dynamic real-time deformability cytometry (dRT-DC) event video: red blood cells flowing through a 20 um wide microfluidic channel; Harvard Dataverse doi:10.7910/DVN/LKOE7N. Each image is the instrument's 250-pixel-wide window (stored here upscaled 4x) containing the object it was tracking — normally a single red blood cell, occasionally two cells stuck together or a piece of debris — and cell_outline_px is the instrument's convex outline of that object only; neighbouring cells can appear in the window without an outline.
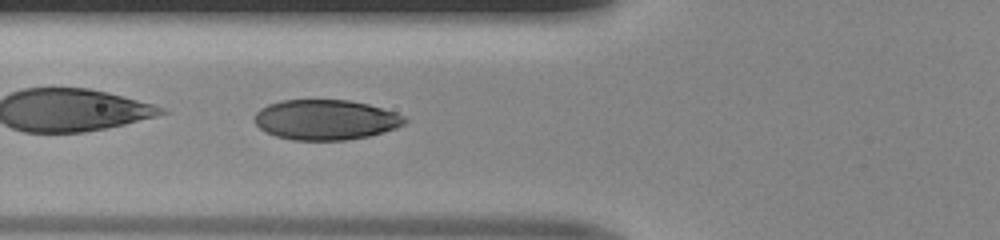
{"species": "human", "species_latin": "Homo sapiens", "temperature_condition": "room temperature", "stored_images_in_passage": 50, "camera_frame_rate_fps": 3000, "um_per_image_px": 0.085, "donor": {"sex": "male"}, "frame": {"image": 1, "passage_image": 20, "time_ms": 6.333, "image_size_px": [1000, 240], "cell_outline_px": [[408, 120], [404, 124], [396, 128], [384, 132], [368, 136], [348, 140], [292, 140], [276, 136], [260, 128], [252, 120], [256, 112], [260, 108], [268, 104], [280, 100], [348, 100], [368, 104], [396, 112], [404, 116]], "centroid_in_image_um": [27.67, 10.18], "position_along_channel_um": 98.1, "area_um2": 35.32}}
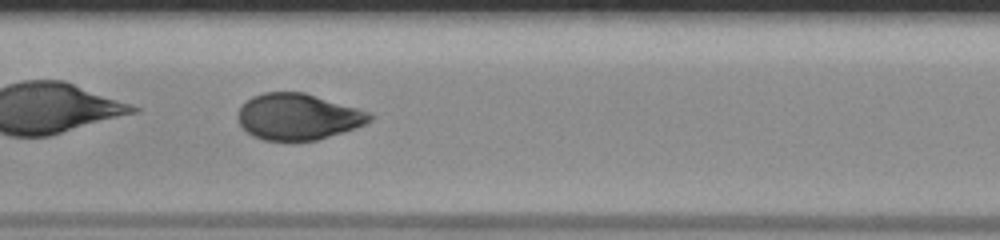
{"frame": {"image": 2, "passage_image": 26, "time_ms": 8.333, "image_size_px": [1000, 240], "cell_outline_px": [[372, 120], [364, 124], [316, 140], [264, 140], [252, 136], [240, 124], [236, 116], [236, 112], [252, 96], [264, 92], [304, 92], [356, 108], [368, 112], [372, 116]], "centroid_in_image_um": [25.27, 9.91], "position_along_channel_um": 182.1, "area_um2": 34.97}}
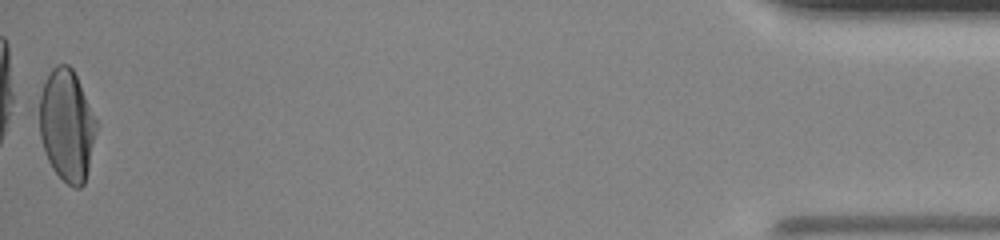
{"frame": {"image": 3, "passage_image": 50, "time_ms": 16.333, "image_size_px": [1000, 240], "cell_outline_px": [[96, 132], [88, 168], [84, 184], [80, 188], [72, 188], [52, 168], [48, 160], [40, 136], [40, 96], [44, 84], [52, 68], [56, 64], [68, 64], [72, 68], [80, 84], [96, 120]], "centroid_in_image_um": [5.68, 10.66], "position_along_channel_um": 429.5, "area_um2": 36.47}}